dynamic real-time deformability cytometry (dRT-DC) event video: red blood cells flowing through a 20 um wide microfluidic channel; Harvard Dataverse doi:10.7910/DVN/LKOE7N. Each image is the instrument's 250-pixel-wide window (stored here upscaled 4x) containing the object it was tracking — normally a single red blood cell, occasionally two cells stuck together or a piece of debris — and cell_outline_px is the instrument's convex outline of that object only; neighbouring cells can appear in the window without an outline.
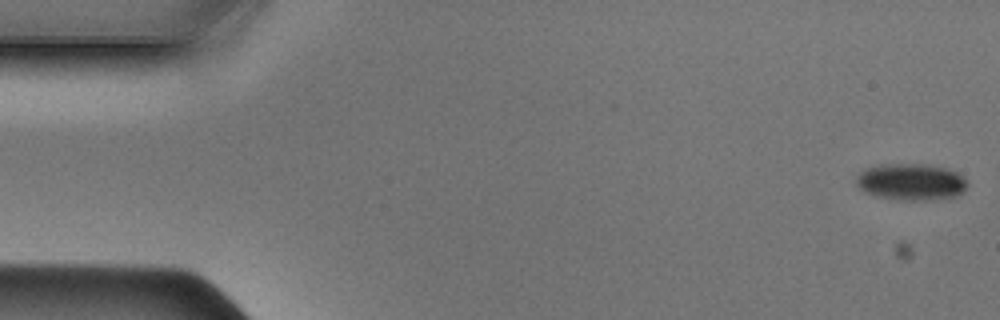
{"species": "Egyptian fruit bat (a non-hibernating species)", "species_latin": "Rousettus aegyptiacus", "temperature_condition": "cold", "stored_images_in_passage": 48, "camera_frame_rate_fps": 3000, "um_per_image_px": 0.085, "animal": {"sex": "male"}, "frame": {"image": 1, "passage_image": 1, "time_ms": 0.0, "image_size_px": [1000, 320], "cell_outline_px": [[968, 184], [964, 192], [956, 196], [924, 200], [904, 200], [880, 196], [864, 192], [856, 184], [856, 176], [864, 168], [880, 164], [928, 164], [948, 168], [964, 176], [968, 180]], "centroid_in_image_um": [77.46, 15.44], "position_along_channel_um": 7.5, "area_um2": 23.93}}
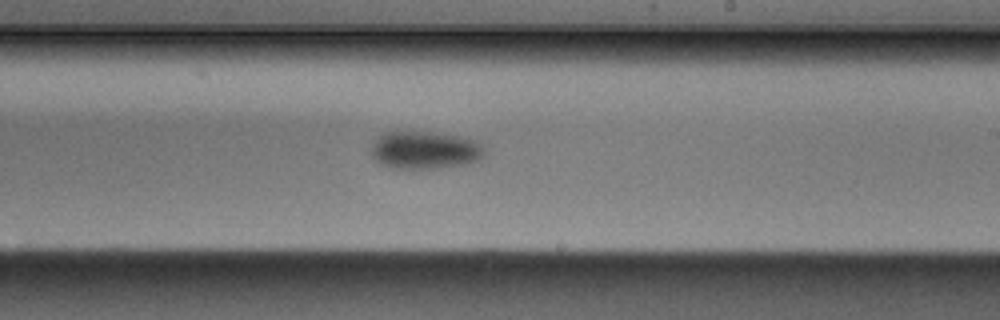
{"frame": {"image": 2, "passage_image": 28, "time_ms": 9.0, "image_size_px": [1000, 320], "cell_outline_px": [[484, 156], [480, 160], [468, 164], [440, 168], [392, 168], [380, 164], [372, 156], [372, 144], [384, 132], [396, 128], [432, 132], [456, 136], [472, 140], [480, 144], [484, 148]], "centroid_in_image_um": [36.07, 12.73], "position_along_channel_um": 252.9, "area_um2": 25.43}}
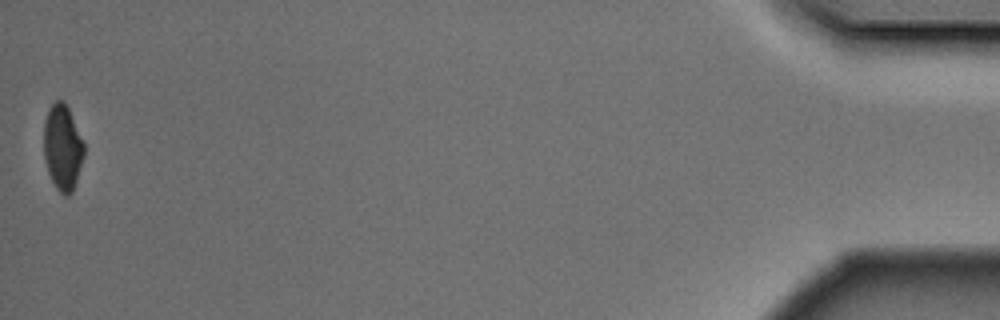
{"frame": {"image": 3, "passage_image": 48, "time_ms": 15.667, "image_size_px": [1000, 320], "cell_outline_px": [[84, 156], [72, 192], [68, 196], [64, 196], [56, 188], [48, 172], [44, 160], [44, 120], [48, 108], [56, 100], [64, 100], [68, 108], [84, 144]], "centroid_in_image_um": [5.3, 12.53], "position_along_channel_um": 429.9, "area_um2": 20.0}}